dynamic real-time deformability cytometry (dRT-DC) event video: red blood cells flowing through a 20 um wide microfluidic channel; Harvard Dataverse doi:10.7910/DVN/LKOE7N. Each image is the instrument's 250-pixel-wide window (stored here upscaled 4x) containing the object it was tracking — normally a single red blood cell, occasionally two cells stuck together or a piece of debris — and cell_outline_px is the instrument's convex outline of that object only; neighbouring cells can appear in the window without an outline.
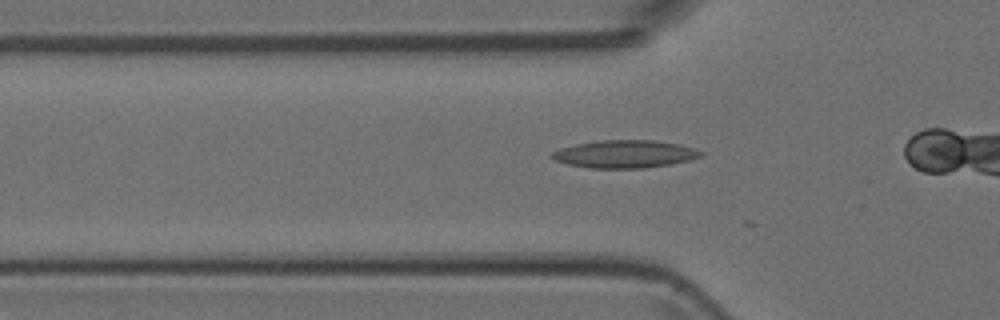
{"species": "Egyptian fruit bat (a non-hibernating species)", "species_latin": "Rousettus aegyptiacus", "temperature_condition": "room temperature", "stored_images_in_passage": 17, "camera_frame_rate_fps": 3000, "um_per_image_px": 0.085, "animal": {"sex": "female"}, "frame": {"image": 1, "passage_image": 12, "time_ms": 3.667, "image_size_px": [1000, 320], "cell_outline_px": [[704, 156], [688, 160], [668, 164], [644, 168], [588, 168], [568, 164], [552, 160], [548, 156], [552, 152], [560, 148], [576, 144], [600, 140], [652, 140], [680, 144], [696, 148], [704, 152]], "centroid_in_image_um": [53.09, 13.09], "position_along_channel_um": 72.7, "area_um2": 24.22}}
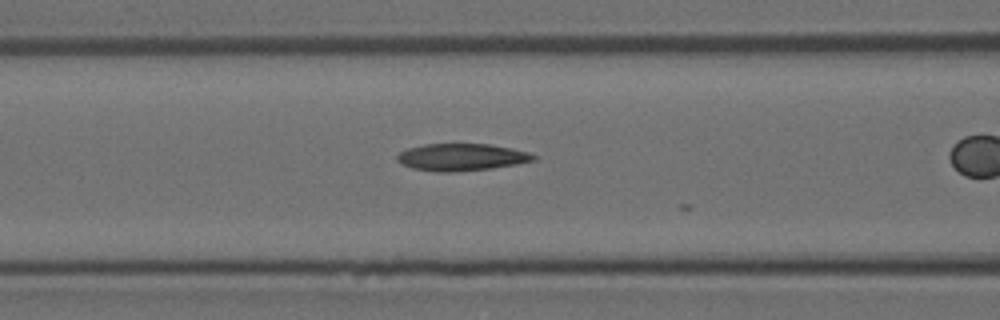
{"frame": {"image": 2, "passage_image": 16, "time_ms": 5.0, "image_size_px": [1000, 320], "cell_outline_px": [[536, 160], [516, 164], [492, 168], [452, 172], [436, 172], [412, 168], [396, 160], [396, 156], [400, 152], [408, 148], [424, 144], [488, 144], [512, 148], [528, 152], [536, 156]], "centroid_in_image_um": [39.22, 13.36], "position_along_channel_um": 127.4, "area_um2": 21.5}}